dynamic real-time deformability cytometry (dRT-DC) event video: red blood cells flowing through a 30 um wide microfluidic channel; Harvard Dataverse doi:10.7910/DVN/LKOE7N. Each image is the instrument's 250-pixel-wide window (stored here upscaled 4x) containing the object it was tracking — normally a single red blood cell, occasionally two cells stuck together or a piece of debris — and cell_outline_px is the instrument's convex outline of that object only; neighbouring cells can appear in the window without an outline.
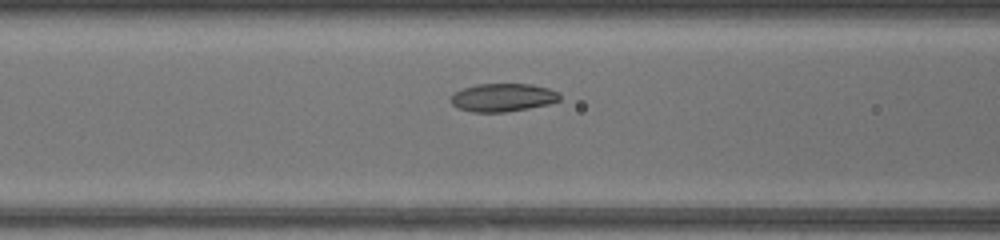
{"species": "common noctule bat (a hibernating species)", "species_latin": "Nyctalus noctula", "temperature_condition": "warm", "stored_images_in_passage": 40, "camera_frame_rate_fps": 3000, "um_per_image_px": 0.085, "animal": {"sex": "female", "body_mass_g": 17.0, "forearm_length_mm": 48.0}, "frame": {"image": 1, "passage_image": 13, "time_ms": 4.0, "image_size_px": [1000, 240], "cell_outline_px": [[560, 100], [548, 104], [528, 108], [504, 112], [472, 112], [460, 108], [452, 104], [448, 100], [452, 92], [460, 88], [476, 84], [532, 84], [548, 88], [556, 92], [560, 96]], "centroid_in_image_um": [42.66, 8.28], "position_along_channel_um": 123.9, "area_um2": 17.98}}
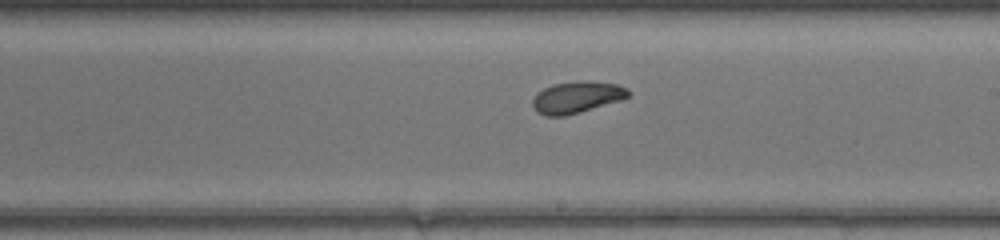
{"frame": {"image": 2, "passage_image": 21, "time_ms": 6.667, "image_size_px": [1000, 240], "cell_outline_px": [[632, 92], [628, 96], [620, 100], [580, 112], [564, 116], [544, 116], [536, 112], [532, 104], [532, 100], [544, 88], [552, 84], [580, 80], [588, 80], [616, 84], [628, 88]], "centroid_in_image_um": [49.04, 8.26], "position_along_channel_um": 240.0, "area_um2": 17.69}}
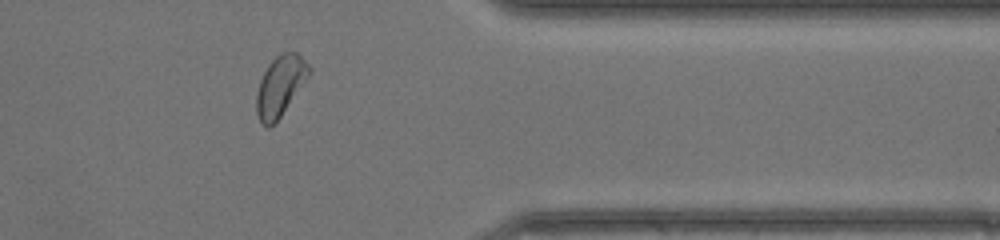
{"frame": {"image": 3, "passage_image": 32, "time_ms": 10.333, "image_size_px": [1000, 240], "cell_outline_px": [[312, 72], [280, 116], [268, 128], [260, 120], [256, 112], [256, 96], [260, 80], [268, 64], [280, 52], [296, 52], [312, 68]], "centroid_in_image_um": [23.83, 7.26], "position_along_channel_um": 387.6, "area_um2": 18.15}, "authors_computed_cell_mechanics": {"area_um2": 18.1781, "velocity_mm_per_s": 4.3606, "shape_relaxation_time_tau1_ms": 3.3521, "shape_relaxation_time_tau2_ms": null, "deformation_change_tau1": 0.106, "deformation_change_tau2": null}}